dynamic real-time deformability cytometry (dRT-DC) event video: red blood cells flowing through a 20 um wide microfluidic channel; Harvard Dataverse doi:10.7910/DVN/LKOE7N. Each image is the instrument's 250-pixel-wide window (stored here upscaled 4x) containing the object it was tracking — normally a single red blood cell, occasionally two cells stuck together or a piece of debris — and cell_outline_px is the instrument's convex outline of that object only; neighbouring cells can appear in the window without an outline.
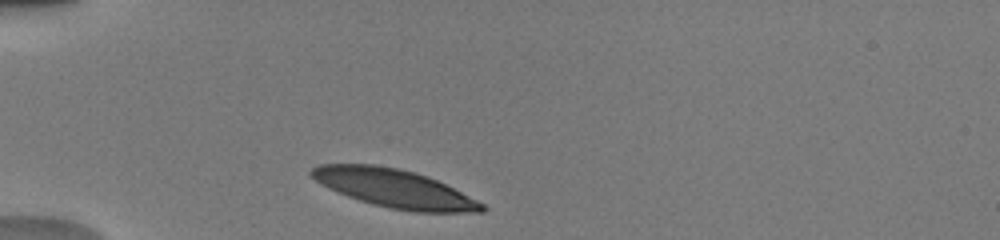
{"species": "human", "species_latin": "Homo sapiens", "temperature_condition": "warm", "stored_images_in_passage": 13, "camera_frame_rate_fps": 3000, "um_per_image_px": 0.085, "donor": {"sex": "male"}, "frame": {"image": 1, "passage_image": 1, "time_ms": 0.0, "image_size_px": [1000, 240], "cell_outline_px": [[488, 208], [484, 212], [412, 212], [388, 208], [372, 204], [348, 196], [320, 184], [308, 172], [312, 168], [320, 164], [372, 164], [396, 168], [412, 172], [436, 180], [484, 204]], "centroid_in_image_um": [33.5, 16.03], "position_along_channel_um": 51.5, "area_um2": 37.51}}
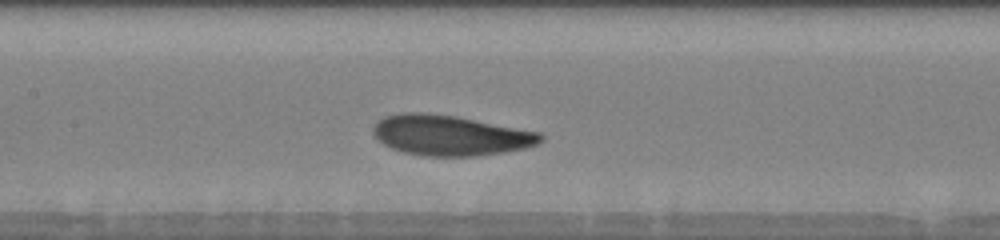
{"frame": {"image": 2, "passage_image": 6, "time_ms": 3.667, "image_size_px": [1000, 240], "cell_outline_px": [[544, 140], [536, 144], [524, 148], [504, 152], [480, 156], [424, 156], [404, 152], [392, 148], [376, 140], [372, 132], [372, 128], [384, 116], [400, 112], [424, 112], [456, 116], [540, 132], [544, 136]], "centroid_in_image_um": [38.25, 11.5], "position_along_channel_um": 169.1, "area_um2": 39.54}}
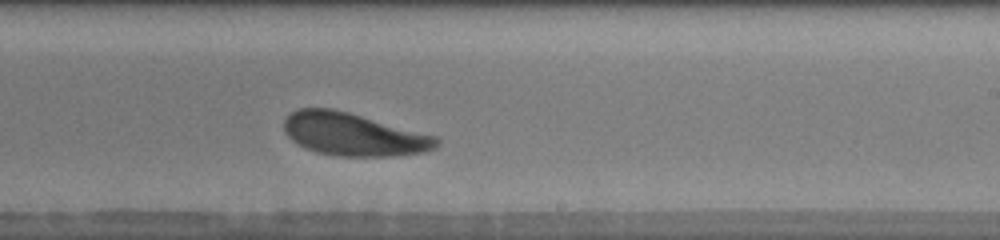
{"frame": {"image": 3, "passage_image": 11, "time_ms": 6.0, "image_size_px": [1000, 240], "cell_outline_px": [[440, 144], [436, 148], [424, 152], [392, 156], [336, 156], [316, 152], [304, 148], [292, 140], [284, 132], [284, 120], [292, 112], [300, 108], [332, 108], [348, 112], [436, 136], [440, 140]], "centroid_in_image_um": [30.04, 11.43], "position_along_channel_um": 259.0, "area_um2": 37.97}}